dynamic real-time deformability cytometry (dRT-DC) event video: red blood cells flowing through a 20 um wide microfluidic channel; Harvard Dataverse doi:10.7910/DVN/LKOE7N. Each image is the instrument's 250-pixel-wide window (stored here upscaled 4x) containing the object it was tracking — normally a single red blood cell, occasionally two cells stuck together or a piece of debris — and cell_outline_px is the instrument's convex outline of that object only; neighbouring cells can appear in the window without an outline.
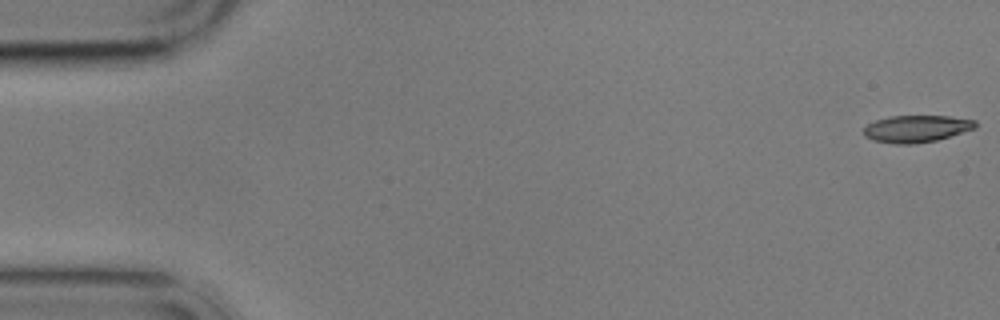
{"species": "common noctule bat (a hibernating species)", "species_latin": "Nyctalus noctula", "temperature_condition": "cold", "stored_images_in_passage": 11, "camera_frame_rate_fps": 3000, "um_per_image_px": 0.085, "animal": {"sex": "male", "body_mass_g": 17.9}, "frame": {"image": 1, "passage_image": 1, "time_ms": 0.0, "image_size_px": [1000, 320], "cell_outline_px": [[976, 128], [936, 140], [912, 144], [896, 144], [872, 140], [864, 136], [864, 128], [868, 124], [876, 120], [888, 116], [948, 116], [976, 120]], "centroid_in_image_um": [77.88, 10.94], "position_along_channel_um": 7.1, "area_um2": 17.51}}
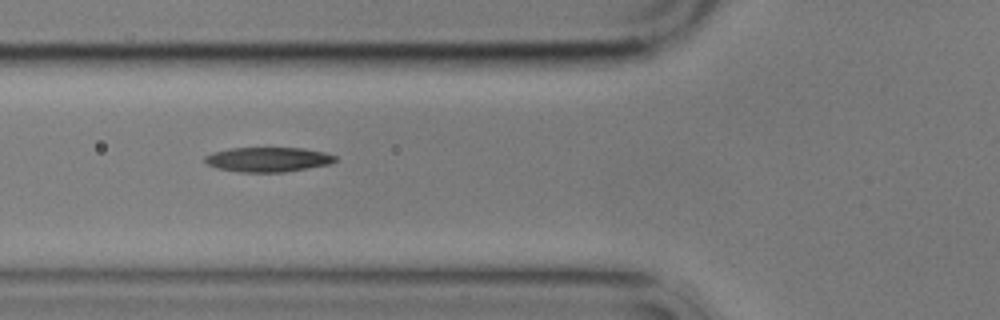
{"frame": {"image": 2, "passage_image": 6, "time_ms": 6.667, "image_size_px": [1000, 320], "cell_outline_px": [[336, 160], [328, 164], [284, 172], [240, 172], [216, 168], [208, 164], [204, 160], [204, 156], [212, 152], [228, 148], [304, 148], [324, 152], [336, 156]], "centroid_in_image_um": [22.73, 13.55], "position_along_channel_um": 103.1, "area_um2": 18.67}}
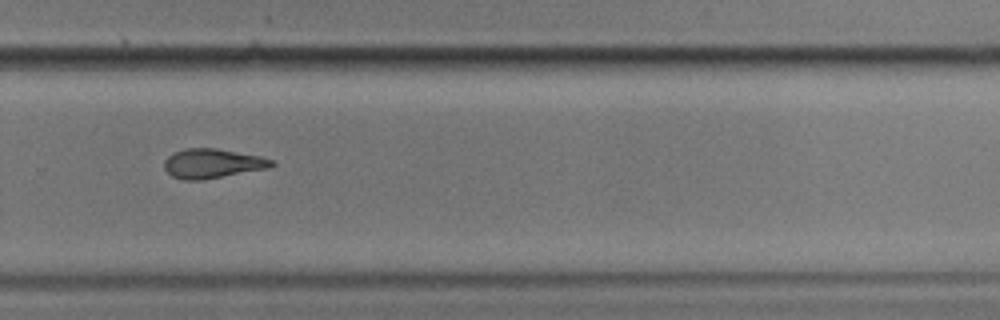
{"frame": {"image": 3, "passage_image": 11, "time_ms": 12.667, "image_size_px": [1000, 320], "cell_outline_px": [[276, 164], [268, 168], [200, 180], [184, 180], [172, 176], [164, 168], [164, 160], [172, 152], [184, 148], [216, 148], [260, 156], [272, 160]], "centroid_in_image_um": [18.02, 13.88], "position_along_channel_um": 311.8, "area_um2": 18.32}}